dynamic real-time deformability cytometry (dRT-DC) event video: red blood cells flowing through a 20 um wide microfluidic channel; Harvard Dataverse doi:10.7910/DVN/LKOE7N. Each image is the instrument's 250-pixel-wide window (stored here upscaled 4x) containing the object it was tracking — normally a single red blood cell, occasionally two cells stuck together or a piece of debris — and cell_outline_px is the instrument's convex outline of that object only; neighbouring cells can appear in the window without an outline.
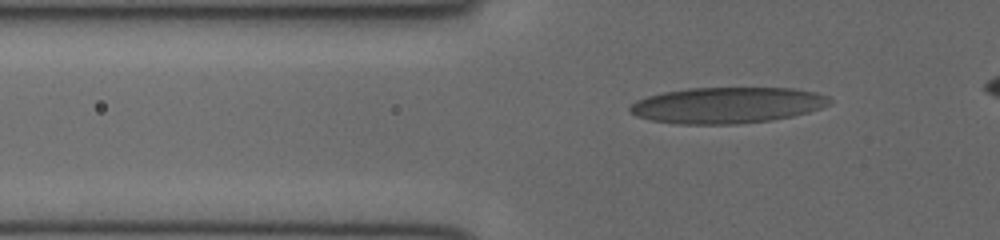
{"species": "human", "species_latin": "Homo sapiens", "temperature_condition": "cold", "stored_images_in_passage": 31, "segment_of_instrument_passage": [1, 2], "camera_frame_rate_fps": 3000, "um_per_image_px": 0.085, "donor": {"sex": "female"}, "frame": {"image": 1, "passage_image": 2, "time_ms": 0.333, "image_size_px": [1000, 240], "cell_outline_px": [[832, 100], [828, 104], [820, 108], [808, 112], [792, 116], [772, 120], [736, 124], [676, 124], [652, 120], [636, 116], [628, 112], [628, 108], [636, 100], [648, 96], [664, 92], [688, 88], [792, 88], [816, 92], [828, 96]], "centroid_in_image_um": [61.79, 8.94], "position_along_channel_um": 64.0, "area_um2": 42.02}}
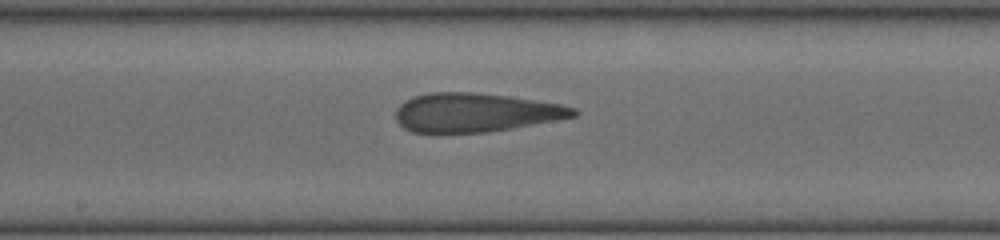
{"frame": {"image": 2, "passage_image": 13, "time_ms": 4.0, "image_size_px": [1000, 240], "cell_outline_px": [[580, 112], [576, 116], [508, 128], [484, 132], [412, 132], [404, 128], [396, 120], [396, 108], [400, 104], [412, 96], [428, 92], [472, 92], [508, 96], [560, 104], [576, 108]], "centroid_in_image_um": [40.37, 9.54], "position_along_channel_um": 207.8, "area_um2": 39.82}}
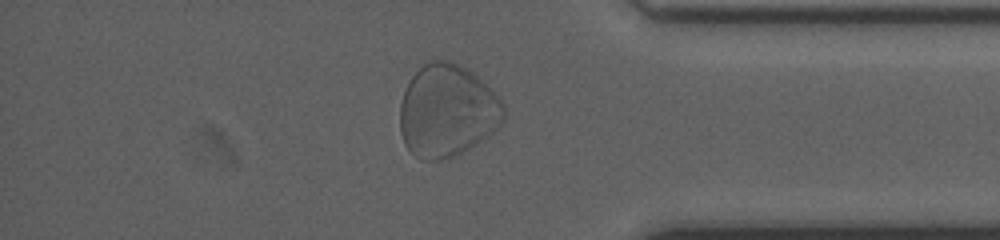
{"frame": {"image": 3, "passage_image": 27, "time_ms": 8.667, "image_size_px": [1000, 240], "cell_outline_px": [[504, 120], [492, 132], [468, 148], [452, 156], [440, 160], [420, 160], [404, 144], [400, 132], [400, 104], [408, 80], [424, 64], [432, 60], [452, 60], [472, 72], [504, 104]], "centroid_in_image_um": [37.97, 9.41], "position_along_channel_um": 397.2, "area_um2": 55.37}}